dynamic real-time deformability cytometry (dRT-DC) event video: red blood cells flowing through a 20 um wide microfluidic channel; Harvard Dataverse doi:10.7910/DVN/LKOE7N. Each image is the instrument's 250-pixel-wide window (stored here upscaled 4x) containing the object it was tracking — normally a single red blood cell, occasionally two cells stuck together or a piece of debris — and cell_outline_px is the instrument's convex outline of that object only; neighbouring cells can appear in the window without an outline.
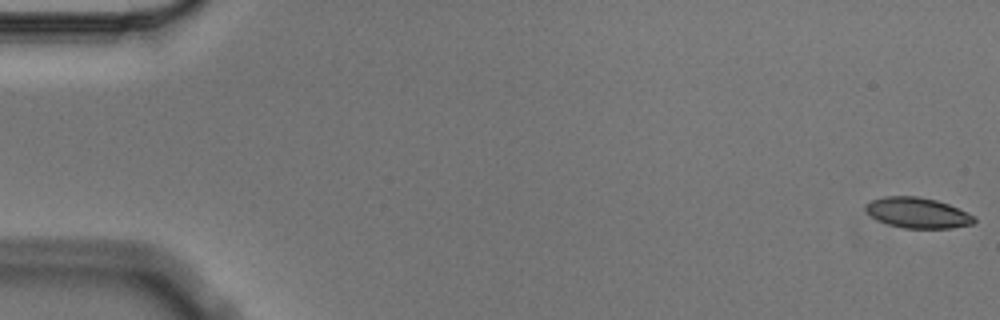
{"species": "Egyptian fruit bat (a non-hibernating species)", "species_latin": "Rousettus aegyptiacus", "temperature_condition": "cold", "stored_images_in_passage": 9, "camera_frame_rate_fps": 3000, "um_per_image_px": 0.085, "animal": {"sex": "male"}, "frame": {"image": 1, "passage_image": 1, "time_ms": 0.0, "image_size_px": [1000, 320], "cell_outline_px": [[976, 220], [972, 224], [948, 228], [904, 228], [888, 224], [872, 216], [864, 208], [864, 204], [872, 200], [884, 196], [916, 196], [936, 200], [948, 204], [976, 216]], "centroid_in_image_um": [78.0, 18.08], "position_along_channel_um": 7.0, "area_um2": 19.13}}
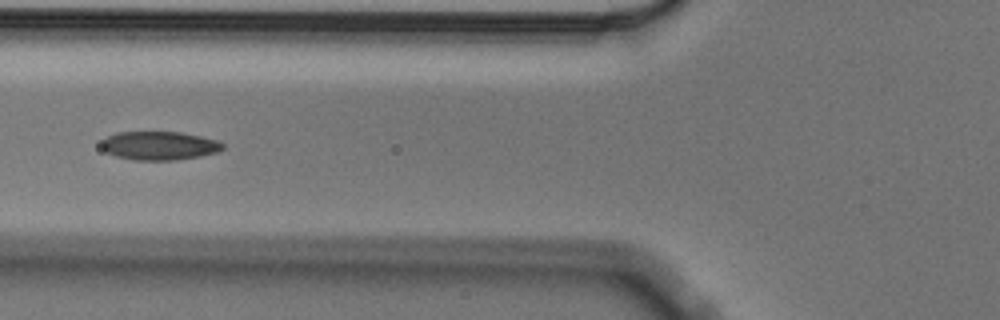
{"frame": {"image": 2, "passage_image": 7, "time_ms": 2.0, "image_size_px": [1000, 320], "cell_outline_px": [[224, 148], [216, 152], [200, 156], [176, 160], [132, 160], [116, 156], [104, 152], [100, 144], [108, 136], [116, 132], [180, 132], [200, 136], [216, 140], [224, 144]], "centroid_in_image_um": [13.51, 12.38], "position_along_channel_um": 112.3, "area_um2": 20.23}}
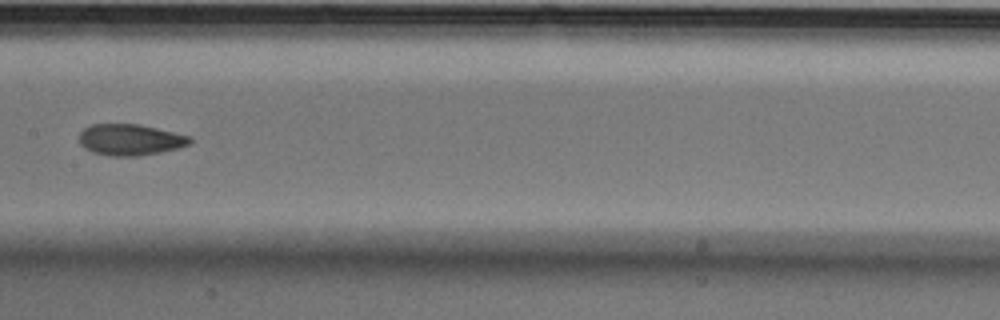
{"frame": {"image": 3, "passage_image": 9, "time_ms": 2.667, "image_size_px": [1000, 320], "cell_outline_px": [[192, 144], [180, 148], [140, 156], [108, 156], [92, 152], [84, 148], [80, 144], [80, 132], [84, 128], [92, 124], [140, 124], [192, 136]], "centroid_in_image_um": [11.1, 11.88], "position_along_channel_um": 196.3, "area_um2": 20.46}}